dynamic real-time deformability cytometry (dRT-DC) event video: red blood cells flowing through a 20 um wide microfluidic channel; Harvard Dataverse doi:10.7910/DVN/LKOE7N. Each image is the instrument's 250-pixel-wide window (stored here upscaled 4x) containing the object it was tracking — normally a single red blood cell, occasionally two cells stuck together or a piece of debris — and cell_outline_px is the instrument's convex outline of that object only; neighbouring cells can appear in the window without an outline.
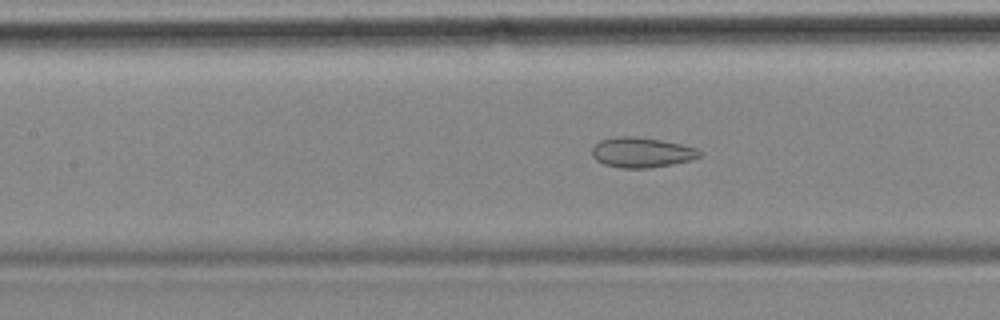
{"species": "common noctule bat (a hibernating species)", "species_latin": "Nyctalus noctula", "temperature_condition": "cold", "stored_images_in_passage": 52, "camera_frame_rate_fps": 3000, "um_per_image_px": 0.085, "animal": {"sex": "female", "body_mass_g": 18.4}, "frame": {"image": 1, "passage_image": 20, "time_ms": 6.333, "image_size_px": [1000, 320], "cell_outline_px": [[704, 152], [700, 156], [688, 160], [672, 164], [648, 168], [620, 168], [604, 164], [596, 160], [592, 156], [592, 148], [600, 140], [616, 136], [636, 136], [660, 140], [680, 144], [696, 148]], "centroid_in_image_um": [54.51, 12.95], "position_along_channel_um": 152.9, "area_um2": 18.84}}
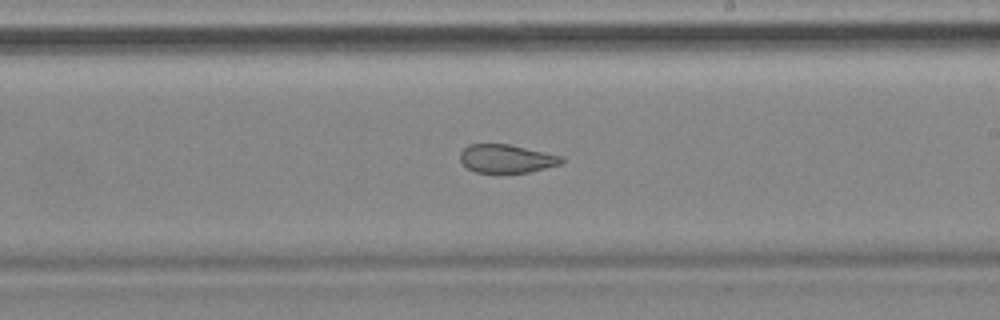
{"frame": {"image": 2, "passage_image": 28, "time_ms": 9.0, "image_size_px": [1000, 320], "cell_outline_px": [[564, 164], [528, 172], [476, 172], [468, 168], [460, 160], [460, 152], [468, 144], [508, 144], [564, 156]], "centroid_in_image_um": [43.09, 13.48], "position_along_channel_um": 245.9, "area_um2": 16.76}}
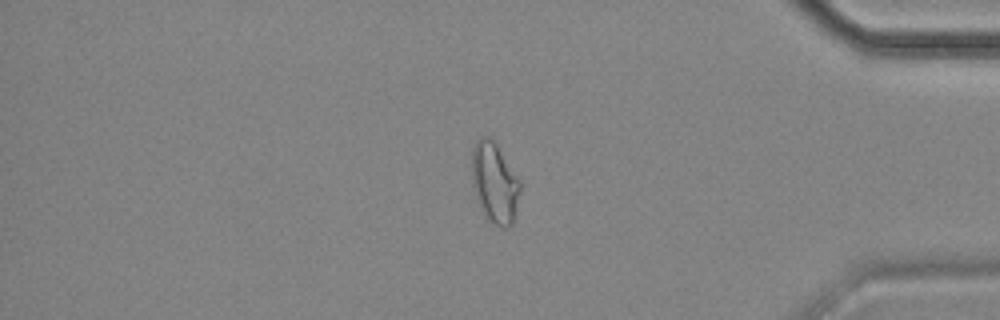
{"frame": {"image": 3, "passage_image": 43, "time_ms": 14.0, "image_size_px": [1000, 320], "cell_outline_px": [[520, 192], [512, 224], [508, 228], [500, 228], [484, 212], [472, 188], [472, 148], [476, 140], [480, 136], [492, 136], [520, 180]], "centroid_in_image_um": [42.04, 15.46], "position_along_channel_um": 393.2, "area_um2": 22.6}, "authors_computed_cell_mechanics": {"area_um2": 21.7617, "velocity_mm_per_s": 3.5117, "shape_relaxation_time_tau1_ms": null, "shape_relaxation_time_tau2_ms": 2.012, "deformation_change_tau1": null, "deformation_change_tau2": 0.0911}}